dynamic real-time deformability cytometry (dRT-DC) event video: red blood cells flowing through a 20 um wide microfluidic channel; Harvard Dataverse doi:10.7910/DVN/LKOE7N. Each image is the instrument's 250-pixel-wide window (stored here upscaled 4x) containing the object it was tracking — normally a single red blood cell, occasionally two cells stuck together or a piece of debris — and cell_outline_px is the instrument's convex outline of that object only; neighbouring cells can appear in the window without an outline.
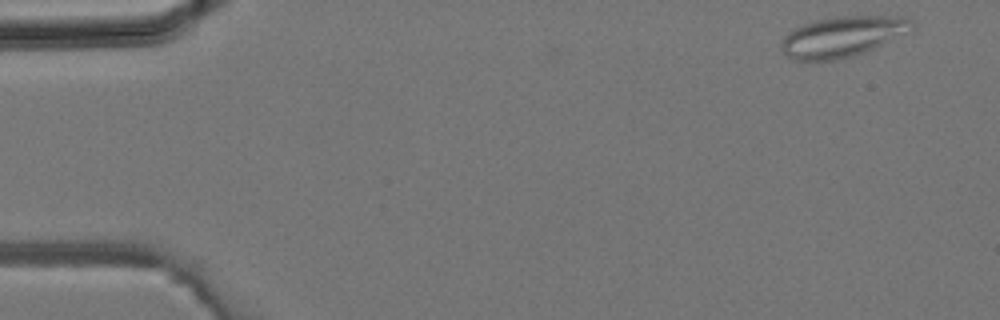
{"species": "common noctule bat (a hibernating species)", "species_latin": "Nyctalus noctula", "temperature_condition": "room temperature", "stored_images_in_passage": 10, "camera_frame_rate_fps": 3000, "um_per_image_px": 0.085, "animal": {"sex": "male", "body_mass_g": 19.2, "forearm_length_mm": 51.8}, "frame": {"image": 1, "passage_image": 1, "time_ms": 0.0, "image_size_px": [1000, 320], "cell_outline_px": [[912, 20], [880, 44], [864, 52], [852, 56], [836, 60], [792, 60], [784, 52], [780, 44], [784, 36], [788, 32], [804, 24], [816, 20], [836, 16], [904, 16]], "centroid_in_image_um": [71.38, 3.12], "position_along_channel_um": 13.6, "area_um2": 29.25}}